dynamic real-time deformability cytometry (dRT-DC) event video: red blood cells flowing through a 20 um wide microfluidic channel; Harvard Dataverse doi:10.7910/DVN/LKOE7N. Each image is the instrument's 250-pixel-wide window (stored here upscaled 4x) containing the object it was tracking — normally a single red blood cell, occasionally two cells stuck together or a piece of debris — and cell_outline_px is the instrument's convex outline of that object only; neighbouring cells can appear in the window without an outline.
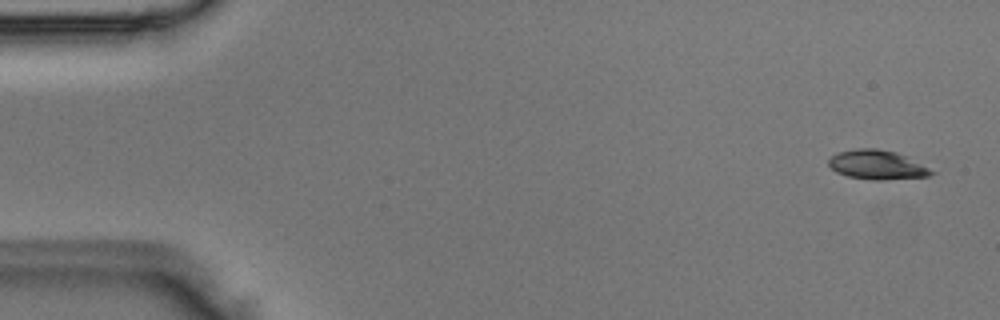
{"species": "Egyptian fruit bat (a non-hibernating species)", "species_latin": "Rousettus aegyptiacus", "temperature_condition": "room temperature", "stored_images_in_passage": 4, "camera_frame_rate_fps": 3000, "um_per_image_px": 0.085, "animal": {"sex": "male"}, "frame": {"image": 1, "passage_image": 1, "time_ms": 0.0, "image_size_px": [1000, 320], "cell_outline_px": [[936, 172], [928, 176], [880, 180], [872, 180], [848, 176], [836, 172], [828, 164], [828, 160], [832, 156], [840, 152], [856, 148], [876, 148], [896, 152]], "centroid_in_image_um": [74.51, 14.01], "position_along_channel_um": 10.5, "area_um2": 17.17}}